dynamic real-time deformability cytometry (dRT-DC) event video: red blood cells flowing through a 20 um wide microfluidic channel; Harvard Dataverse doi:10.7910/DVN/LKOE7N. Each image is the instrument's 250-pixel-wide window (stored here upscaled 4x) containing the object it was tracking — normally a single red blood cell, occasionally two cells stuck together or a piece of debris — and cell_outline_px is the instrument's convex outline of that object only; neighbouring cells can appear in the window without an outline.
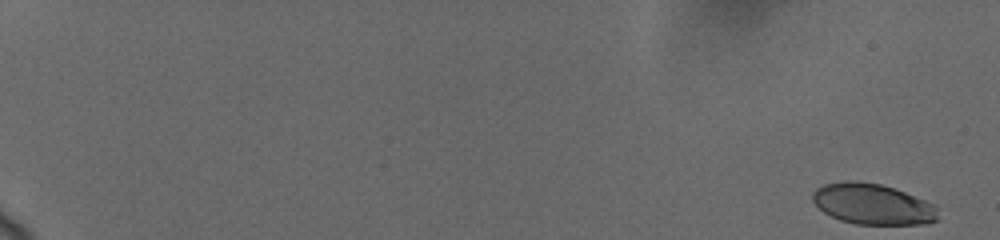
{"species": "human", "species_latin": "Homo sapiens", "temperature_condition": "cold", "stored_images_in_passage": 23, "camera_frame_rate_fps": 3000, "um_per_image_px": 0.085, "donor": {"sex": "female"}, "frame": {"image": 1, "passage_image": 1, "time_ms": 0.0, "image_size_px": [1000, 240], "cell_outline_px": [[936, 220], [924, 224], [856, 224], [840, 220], [824, 212], [812, 200], [812, 192], [816, 188], [824, 184], [844, 180], [856, 180], [880, 184], [896, 188], [936, 204]], "centroid_in_image_um": [74.16, 17.33], "position_along_channel_um": 10.8, "area_um2": 29.94}}
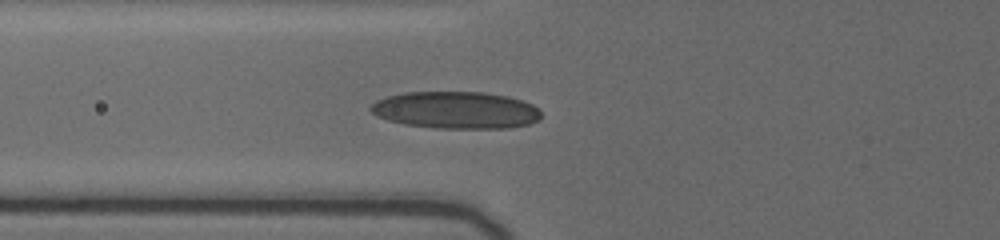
{"frame": {"image": 2, "passage_image": 20, "time_ms": 8.0, "image_size_px": [1000, 240], "cell_outline_px": [[540, 120], [528, 124], [508, 128], [436, 128], [404, 124], [388, 120], [376, 116], [368, 108], [376, 100], [388, 96], [404, 92], [484, 92], [508, 96], [532, 104], [540, 112]], "centroid_in_image_um": [38.73, 9.36], "position_along_channel_um": 87.1, "area_um2": 36.88}}
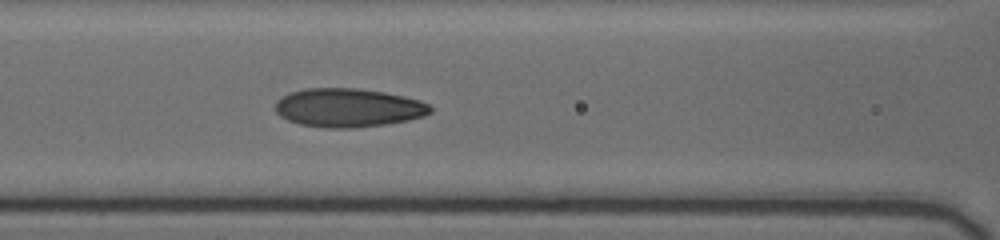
{"frame": {"image": 3, "passage_image": 23, "time_ms": 9.333, "image_size_px": [1000, 240], "cell_outline_px": [[432, 112], [424, 116], [408, 120], [384, 124], [352, 128], [324, 128], [300, 124], [288, 120], [280, 116], [276, 112], [276, 100], [292, 92], [304, 88], [356, 88], [384, 92], [420, 100], [428, 104], [432, 108]], "centroid_in_image_um": [29.6, 9.16], "position_along_channel_um": 137.0, "area_um2": 34.85}}